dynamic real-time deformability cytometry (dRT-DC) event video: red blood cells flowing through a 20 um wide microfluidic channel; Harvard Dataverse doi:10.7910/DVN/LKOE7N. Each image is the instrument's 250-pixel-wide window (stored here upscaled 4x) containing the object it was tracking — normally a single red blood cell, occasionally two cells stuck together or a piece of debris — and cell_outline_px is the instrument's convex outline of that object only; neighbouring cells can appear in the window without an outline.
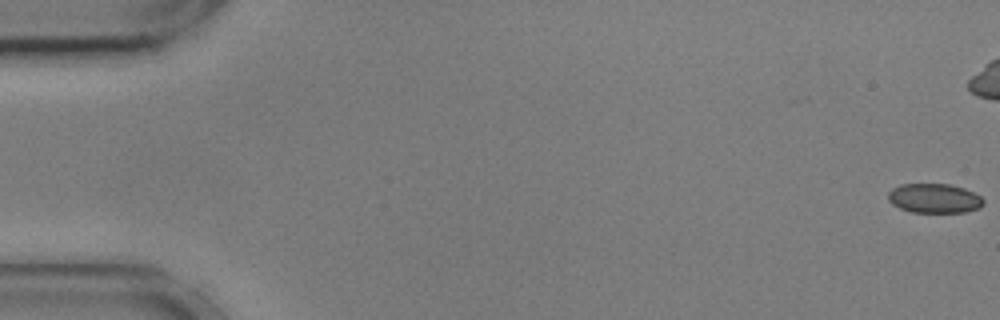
{"species": "common noctule bat (a hibernating species)", "species_latin": "Nyctalus noctula", "temperature_condition": "cold", "stored_images_in_passage": 18, "camera_frame_rate_fps": 3000, "um_per_image_px": 0.085, "animal": {"sex": "male", "body_mass_g": 17.9, "forearm_length_mm": 54.2}, "frame": {"image": 1, "passage_image": 1, "time_ms": 0.0, "image_size_px": [1000, 320], "cell_outline_px": [[984, 204], [980, 208], [964, 212], [912, 212], [900, 208], [892, 204], [888, 200], [888, 192], [892, 188], [900, 184], [948, 184], [964, 188], [980, 196], [984, 200]], "centroid_in_image_um": [79.41, 16.85], "position_along_channel_um": 5.6, "area_um2": 16.36}}